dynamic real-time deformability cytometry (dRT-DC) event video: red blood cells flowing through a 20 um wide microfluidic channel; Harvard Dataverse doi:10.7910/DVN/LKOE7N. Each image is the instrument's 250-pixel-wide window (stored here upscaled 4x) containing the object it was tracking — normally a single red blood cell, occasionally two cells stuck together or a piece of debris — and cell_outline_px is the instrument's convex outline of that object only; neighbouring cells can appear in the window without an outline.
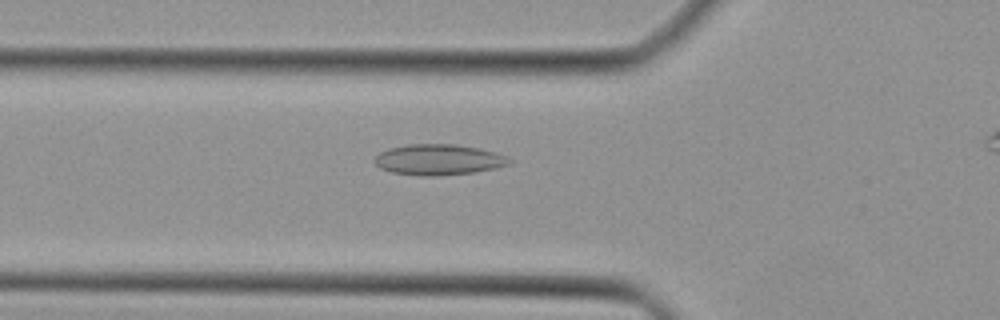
{"species": "Egyptian fruit bat (a non-hibernating species)", "species_latin": "Rousettus aegyptiacus", "temperature_condition": "cold", "stored_images_in_passage": 28, "camera_frame_rate_fps": 3000, "um_per_image_px": 0.085, "animal": {"sex": "female"}, "frame": {"image": 1, "passage_image": 3, "time_ms": 0.667, "image_size_px": [1000, 320], "cell_outline_px": [[512, 164], [496, 168], [472, 172], [440, 176], [420, 176], [392, 172], [380, 168], [376, 164], [376, 156], [380, 152], [388, 148], [408, 144], [452, 144], [480, 148], [504, 156], [512, 160]], "centroid_in_image_um": [37.27, 13.57], "position_along_channel_um": 88.5, "area_um2": 24.04}}
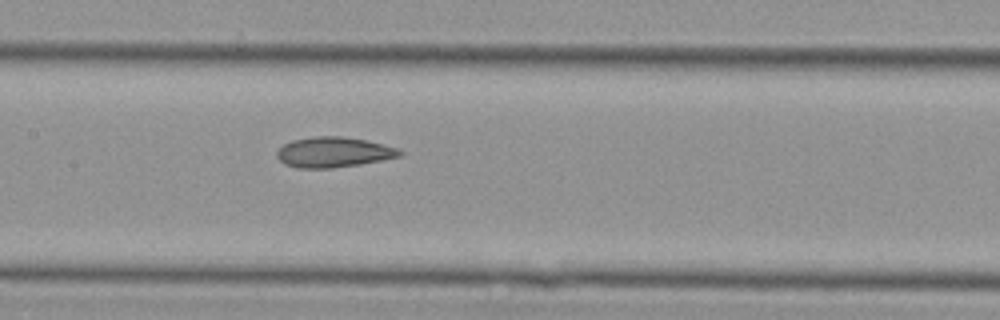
{"frame": {"image": 2, "passage_image": 9, "time_ms": 2.667, "image_size_px": [1000, 320], "cell_outline_px": [[404, 152], [400, 156], [360, 164], [328, 168], [296, 168], [284, 164], [276, 156], [276, 152], [284, 144], [292, 140], [316, 136], [340, 136], [364, 140], [384, 144], [396, 148]], "centroid_in_image_um": [28.32, 12.94], "position_along_channel_um": 179.1, "area_um2": 21.5}}
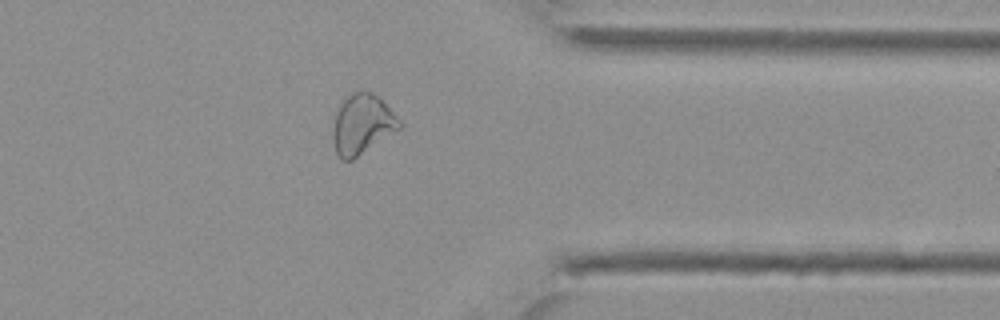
{"frame": {"image": 3, "passage_image": 23, "time_ms": 7.333, "image_size_px": [1000, 320], "cell_outline_px": [[400, 128], [352, 160], [344, 160], [336, 152], [332, 136], [332, 128], [336, 112], [340, 104], [352, 92], [360, 88], [364, 88], [380, 96], [400, 120]], "centroid_in_image_um": [30.77, 10.5], "position_along_channel_um": 380.6, "area_um2": 23.29}}